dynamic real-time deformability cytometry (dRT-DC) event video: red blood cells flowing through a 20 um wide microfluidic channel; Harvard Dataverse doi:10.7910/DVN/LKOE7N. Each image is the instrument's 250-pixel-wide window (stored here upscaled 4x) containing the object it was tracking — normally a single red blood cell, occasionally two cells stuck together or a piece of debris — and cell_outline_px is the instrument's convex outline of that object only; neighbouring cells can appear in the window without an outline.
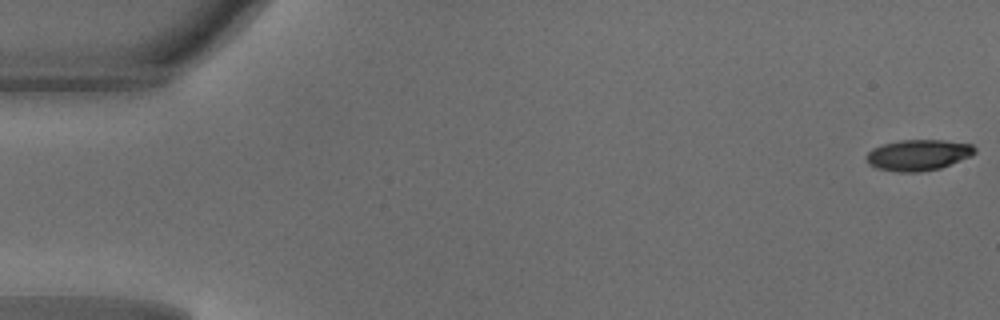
{"species": "common noctule bat (a hibernating species)", "species_latin": "Nyctalus noctula", "temperature_condition": "warm", "stored_images_in_passage": 48, "camera_frame_rate_fps": 3000, "um_per_image_px": 0.085, "animal": {"sex": "male", "body_mass_g": 18.8}, "frame": {"image": 1, "passage_image": 1, "time_ms": 0.0, "image_size_px": [1000, 320], "cell_outline_px": [[976, 152], [972, 156], [940, 168], [920, 172], [900, 172], [876, 168], [868, 164], [864, 156], [872, 148], [884, 144], [900, 140], [944, 140], [972, 144], [976, 148]], "centroid_in_image_um": [78.05, 13.17], "position_along_channel_um": 7.0, "area_um2": 19.71}}
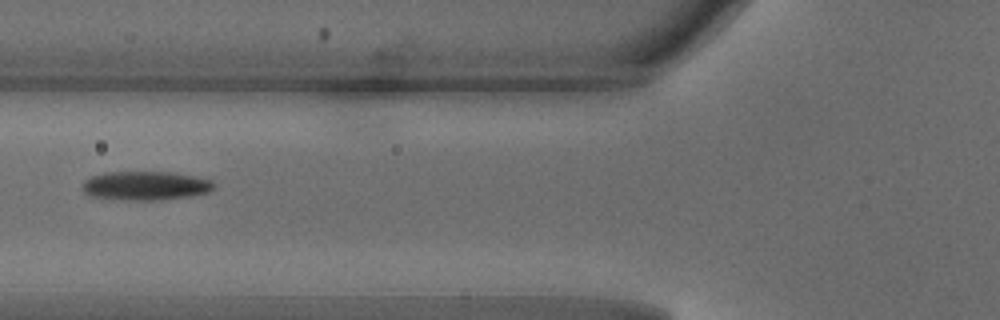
{"frame": {"image": 2, "passage_image": 19, "time_ms": 6.0, "image_size_px": [1000, 320], "cell_outline_px": [[216, 184], [208, 192], [192, 196], [160, 200], [124, 200], [88, 196], [80, 188], [84, 180], [92, 176], [104, 172], [172, 172], [212, 180]], "centroid_in_image_um": [12.33, 15.79], "position_along_channel_um": 113.5, "area_um2": 22.37}}
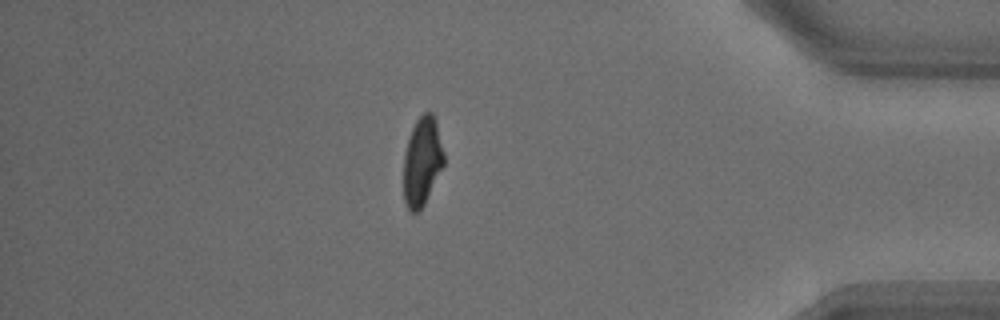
{"frame": {"image": 3, "passage_image": 42, "time_ms": 13.667, "image_size_px": [1000, 320], "cell_outline_px": [[444, 164], [424, 204], [416, 212], [412, 212], [408, 208], [404, 200], [404, 156], [408, 140], [412, 128], [416, 120], [424, 112], [432, 112], [436, 120], [444, 152]], "centroid_in_image_um": [35.89, 13.68], "position_along_channel_um": 399.3, "area_um2": 20.58}, "authors_computed_cell_mechanics": {"area_um2": 21.675, "velocity_mm_per_s": 4.1894, "shape_relaxation_time_tau1_ms": 3.8937, "shape_relaxation_time_tau2_ms": 1.7632, "deformation_change_tau1": 0.1729, "deformation_change_tau2": 0.0854}}